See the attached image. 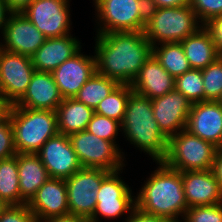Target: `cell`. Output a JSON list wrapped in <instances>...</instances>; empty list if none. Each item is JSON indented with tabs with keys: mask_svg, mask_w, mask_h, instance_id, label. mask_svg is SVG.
Segmentation results:
<instances>
[{
	"mask_svg": "<svg viewBox=\"0 0 222 222\" xmlns=\"http://www.w3.org/2000/svg\"><path fill=\"white\" fill-rule=\"evenodd\" d=\"M96 72L119 84L131 85L153 54L142 32H110L95 37Z\"/></svg>",
	"mask_w": 222,
	"mask_h": 222,
	"instance_id": "cell-1",
	"label": "cell"
},
{
	"mask_svg": "<svg viewBox=\"0 0 222 222\" xmlns=\"http://www.w3.org/2000/svg\"><path fill=\"white\" fill-rule=\"evenodd\" d=\"M156 163L159 166L135 196L136 207L144 213L165 217L170 222H181L180 217L183 219L188 209L181 172L163 161Z\"/></svg>",
	"mask_w": 222,
	"mask_h": 222,
	"instance_id": "cell-2",
	"label": "cell"
},
{
	"mask_svg": "<svg viewBox=\"0 0 222 222\" xmlns=\"http://www.w3.org/2000/svg\"><path fill=\"white\" fill-rule=\"evenodd\" d=\"M121 132L130 144L149 154L155 162L165 159L168 138L161 132L155 120L151 99L134 91L130 94Z\"/></svg>",
	"mask_w": 222,
	"mask_h": 222,
	"instance_id": "cell-3",
	"label": "cell"
},
{
	"mask_svg": "<svg viewBox=\"0 0 222 222\" xmlns=\"http://www.w3.org/2000/svg\"><path fill=\"white\" fill-rule=\"evenodd\" d=\"M9 111L17 154H36L48 139L58 133L56 111L14 105H10Z\"/></svg>",
	"mask_w": 222,
	"mask_h": 222,
	"instance_id": "cell-4",
	"label": "cell"
},
{
	"mask_svg": "<svg viewBox=\"0 0 222 222\" xmlns=\"http://www.w3.org/2000/svg\"><path fill=\"white\" fill-rule=\"evenodd\" d=\"M189 5L149 8L144 34L152 46L181 42L196 33L203 24Z\"/></svg>",
	"mask_w": 222,
	"mask_h": 222,
	"instance_id": "cell-5",
	"label": "cell"
},
{
	"mask_svg": "<svg viewBox=\"0 0 222 222\" xmlns=\"http://www.w3.org/2000/svg\"><path fill=\"white\" fill-rule=\"evenodd\" d=\"M97 26L95 35L110 32H142L148 14V0H93ZM97 16V17H96Z\"/></svg>",
	"mask_w": 222,
	"mask_h": 222,
	"instance_id": "cell-6",
	"label": "cell"
},
{
	"mask_svg": "<svg viewBox=\"0 0 222 222\" xmlns=\"http://www.w3.org/2000/svg\"><path fill=\"white\" fill-rule=\"evenodd\" d=\"M218 149L213 143L184 129L168 139L163 162L180 172L207 171L211 170Z\"/></svg>",
	"mask_w": 222,
	"mask_h": 222,
	"instance_id": "cell-7",
	"label": "cell"
},
{
	"mask_svg": "<svg viewBox=\"0 0 222 222\" xmlns=\"http://www.w3.org/2000/svg\"><path fill=\"white\" fill-rule=\"evenodd\" d=\"M69 139L83 168L123 171L125 154L115 143L86 130L69 135Z\"/></svg>",
	"mask_w": 222,
	"mask_h": 222,
	"instance_id": "cell-8",
	"label": "cell"
},
{
	"mask_svg": "<svg viewBox=\"0 0 222 222\" xmlns=\"http://www.w3.org/2000/svg\"><path fill=\"white\" fill-rule=\"evenodd\" d=\"M121 170L110 172L97 190V204L88 222H101L99 217L117 219L136 207L132 189L121 179ZM119 175V176H118Z\"/></svg>",
	"mask_w": 222,
	"mask_h": 222,
	"instance_id": "cell-9",
	"label": "cell"
},
{
	"mask_svg": "<svg viewBox=\"0 0 222 222\" xmlns=\"http://www.w3.org/2000/svg\"><path fill=\"white\" fill-rule=\"evenodd\" d=\"M110 171L81 168L65 180L69 213L89 219L96 208L97 190Z\"/></svg>",
	"mask_w": 222,
	"mask_h": 222,
	"instance_id": "cell-10",
	"label": "cell"
},
{
	"mask_svg": "<svg viewBox=\"0 0 222 222\" xmlns=\"http://www.w3.org/2000/svg\"><path fill=\"white\" fill-rule=\"evenodd\" d=\"M69 0H33L21 13L46 38L71 34Z\"/></svg>",
	"mask_w": 222,
	"mask_h": 222,
	"instance_id": "cell-11",
	"label": "cell"
},
{
	"mask_svg": "<svg viewBox=\"0 0 222 222\" xmlns=\"http://www.w3.org/2000/svg\"><path fill=\"white\" fill-rule=\"evenodd\" d=\"M34 72L31 57L0 48V94L10 105L26 93Z\"/></svg>",
	"mask_w": 222,
	"mask_h": 222,
	"instance_id": "cell-12",
	"label": "cell"
},
{
	"mask_svg": "<svg viewBox=\"0 0 222 222\" xmlns=\"http://www.w3.org/2000/svg\"><path fill=\"white\" fill-rule=\"evenodd\" d=\"M50 178L66 180L82 167L69 136L57 133L36 153Z\"/></svg>",
	"mask_w": 222,
	"mask_h": 222,
	"instance_id": "cell-13",
	"label": "cell"
},
{
	"mask_svg": "<svg viewBox=\"0 0 222 222\" xmlns=\"http://www.w3.org/2000/svg\"><path fill=\"white\" fill-rule=\"evenodd\" d=\"M0 48L31 57L45 42L46 37L21 12H11L1 35Z\"/></svg>",
	"mask_w": 222,
	"mask_h": 222,
	"instance_id": "cell-14",
	"label": "cell"
},
{
	"mask_svg": "<svg viewBox=\"0 0 222 222\" xmlns=\"http://www.w3.org/2000/svg\"><path fill=\"white\" fill-rule=\"evenodd\" d=\"M151 101L159 129L168 139L186 129L192 103L181 92L174 89Z\"/></svg>",
	"mask_w": 222,
	"mask_h": 222,
	"instance_id": "cell-15",
	"label": "cell"
},
{
	"mask_svg": "<svg viewBox=\"0 0 222 222\" xmlns=\"http://www.w3.org/2000/svg\"><path fill=\"white\" fill-rule=\"evenodd\" d=\"M96 72V58L81 53V49L53 72L54 80L63 99L74 98L80 88Z\"/></svg>",
	"mask_w": 222,
	"mask_h": 222,
	"instance_id": "cell-16",
	"label": "cell"
},
{
	"mask_svg": "<svg viewBox=\"0 0 222 222\" xmlns=\"http://www.w3.org/2000/svg\"><path fill=\"white\" fill-rule=\"evenodd\" d=\"M186 130L220 148L222 146V105L218 101L193 103Z\"/></svg>",
	"mask_w": 222,
	"mask_h": 222,
	"instance_id": "cell-17",
	"label": "cell"
},
{
	"mask_svg": "<svg viewBox=\"0 0 222 222\" xmlns=\"http://www.w3.org/2000/svg\"><path fill=\"white\" fill-rule=\"evenodd\" d=\"M38 222L69 213L66 183L50 178L27 203Z\"/></svg>",
	"mask_w": 222,
	"mask_h": 222,
	"instance_id": "cell-18",
	"label": "cell"
},
{
	"mask_svg": "<svg viewBox=\"0 0 222 222\" xmlns=\"http://www.w3.org/2000/svg\"><path fill=\"white\" fill-rule=\"evenodd\" d=\"M188 208L222 203V190L211 170L181 172Z\"/></svg>",
	"mask_w": 222,
	"mask_h": 222,
	"instance_id": "cell-19",
	"label": "cell"
},
{
	"mask_svg": "<svg viewBox=\"0 0 222 222\" xmlns=\"http://www.w3.org/2000/svg\"><path fill=\"white\" fill-rule=\"evenodd\" d=\"M62 100L53 74L35 70L26 93L14 106L56 111Z\"/></svg>",
	"mask_w": 222,
	"mask_h": 222,
	"instance_id": "cell-20",
	"label": "cell"
},
{
	"mask_svg": "<svg viewBox=\"0 0 222 222\" xmlns=\"http://www.w3.org/2000/svg\"><path fill=\"white\" fill-rule=\"evenodd\" d=\"M71 35L46 38L43 45L31 56L34 69L53 72L63 62L82 49L79 39L77 40L76 37Z\"/></svg>",
	"mask_w": 222,
	"mask_h": 222,
	"instance_id": "cell-21",
	"label": "cell"
},
{
	"mask_svg": "<svg viewBox=\"0 0 222 222\" xmlns=\"http://www.w3.org/2000/svg\"><path fill=\"white\" fill-rule=\"evenodd\" d=\"M174 83L175 78L161 66L152 54L140 68L131 87L134 92L152 100L174 90Z\"/></svg>",
	"mask_w": 222,
	"mask_h": 222,
	"instance_id": "cell-22",
	"label": "cell"
},
{
	"mask_svg": "<svg viewBox=\"0 0 222 222\" xmlns=\"http://www.w3.org/2000/svg\"><path fill=\"white\" fill-rule=\"evenodd\" d=\"M17 164L20 197L28 203L50 177L37 154H17Z\"/></svg>",
	"mask_w": 222,
	"mask_h": 222,
	"instance_id": "cell-23",
	"label": "cell"
},
{
	"mask_svg": "<svg viewBox=\"0 0 222 222\" xmlns=\"http://www.w3.org/2000/svg\"><path fill=\"white\" fill-rule=\"evenodd\" d=\"M181 44L192 69L203 70L220 57L210 32L204 26L183 39Z\"/></svg>",
	"mask_w": 222,
	"mask_h": 222,
	"instance_id": "cell-24",
	"label": "cell"
},
{
	"mask_svg": "<svg viewBox=\"0 0 222 222\" xmlns=\"http://www.w3.org/2000/svg\"><path fill=\"white\" fill-rule=\"evenodd\" d=\"M95 110L75 98L63 99L56 109L58 133L71 135L85 131Z\"/></svg>",
	"mask_w": 222,
	"mask_h": 222,
	"instance_id": "cell-25",
	"label": "cell"
},
{
	"mask_svg": "<svg viewBox=\"0 0 222 222\" xmlns=\"http://www.w3.org/2000/svg\"><path fill=\"white\" fill-rule=\"evenodd\" d=\"M0 200L5 206L27 204L20 197L17 154L0 160Z\"/></svg>",
	"mask_w": 222,
	"mask_h": 222,
	"instance_id": "cell-26",
	"label": "cell"
},
{
	"mask_svg": "<svg viewBox=\"0 0 222 222\" xmlns=\"http://www.w3.org/2000/svg\"><path fill=\"white\" fill-rule=\"evenodd\" d=\"M153 55L161 66L174 78L192 69L185 56L181 42L155 45L153 46Z\"/></svg>",
	"mask_w": 222,
	"mask_h": 222,
	"instance_id": "cell-27",
	"label": "cell"
},
{
	"mask_svg": "<svg viewBox=\"0 0 222 222\" xmlns=\"http://www.w3.org/2000/svg\"><path fill=\"white\" fill-rule=\"evenodd\" d=\"M118 85L119 83L115 80L95 72L74 98L95 110L101 100L107 97Z\"/></svg>",
	"mask_w": 222,
	"mask_h": 222,
	"instance_id": "cell-28",
	"label": "cell"
},
{
	"mask_svg": "<svg viewBox=\"0 0 222 222\" xmlns=\"http://www.w3.org/2000/svg\"><path fill=\"white\" fill-rule=\"evenodd\" d=\"M132 92L131 85L119 84L107 97L101 100L95 113L122 123L128 98Z\"/></svg>",
	"mask_w": 222,
	"mask_h": 222,
	"instance_id": "cell-29",
	"label": "cell"
},
{
	"mask_svg": "<svg viewBox=\"0 0 222 222\" xmlns=\"http://www.w3.org/2000/svg\"><path fill=\"white\" fill-rule=\"evenodd\" d=\"M174 89L181 92L192 104L205 101L202 71L191 69L175 78Z\"/></svg>",
	"mask_w": 222,
	"mask_h": 222,
	"instance_id": "cell-30",
	"label": "cell"
},
{
	"mask_svg": "<svg viewBox=\"0 0 222 222\" xmlns=\"http://www.w3.org/2000/svg\"><path fill=\"white\" fill-rule=\"evenodd\" d=\"M201 71L205 101H218L222 96V56Z\"/></svg>",
	"mask_w": 222,
	"mask_h": 222,
	"instance_id": "cell-31",
	"label": "cell"
},
{
	"mask_svg": "<svg viewBox=\"0 0 222 222\" xmlns=\"http://www.w3.org/2000/svg\"><path fill=\"white\" fill-rule=\"evenodd\" d=\"M119 130L121 131V123L115 119L94 113L92 119L89 121L86 131L94 134L95 136L116 143V137Z\"/></svg>",
	"mask_w": 222,
	"mask_h": 222,
	"instance_id": "cell-32",
	"label": "cell"
},
{
	"mask_svg": "<svg viewBox=\"0 0 222 222\" xmlns=\"http://www.w3.org/2000/svg\"><path fill=\"white\" fill-rule=\"evenodd\" d=\"M181 222H222V203L190 207Z\"/></svg>",
	"mask_w": 222,
	"mask_h": 222,
	"instance_id": "cell-33",
	"label": "cell"
},
{
	"mask_svg": "<svg viewBox=\"0 0 222 222\" xmlns=\"http://www.w3.org/2000/svg\"><path fill=\"white\" fill-rule=\"evenodd\" d=\"M189 6L203 25L214 17L222 16V0H190Z\"/></svg>",
	"mask_w": 222,
	"mask_h": 222,
	"instance_id": "cell-34",
	"label": "cell"
},
{
	"mask_svg": "<svg viewBox=\"0 0 222 222\" xmlns=\"http://www.w3.org/2000/svg\"><path fill=\"white\" fill-rule=\"evenodd\" d=\"M16 154L9 111L0 119V160L11 158Z\"/></svg>",
	"mask_w": 222,
	"mask_h": 222,
	"instance_id": "cell-35",
	"label": "cell"
},
{
	"mask_svg": "<svg viewBox=\"0 0 222 222\" xmlns=\"http://www.w3.org/2000/svg\"><path fill=\"white\" fill-rule=\"evenodd\" d=\"M0 222H38L27 204L8 205L0 212Z\"/></svg>",
	"mask_w": 222,
	"mask_h": 222,
	"instance_id": "cell-36",
	"label": "cell"
},
{
	"mask_svg": "<svg viewBox=\"0 0 222 222\" xmlns=\"http://www.w3.org/2000/svg\"><path fill=\"white\" fill-rule=\"evenodd\" d=\"M204 27L210 32L220 56H222V16L210 19Z\"/></svg>",
	"mask_w": 222,
	"mask_h": 222,
	"instance_id": "cell-37",
	"label": "cell"
},
{
	"mask_svg": "<svg viewBox=\"0 0 222 222\" xmlns=\"http://www.w3.org/2000/svg\"><path fill=\"white\" fill-rule=\"evenodd\" d=\"M127 218L124 222H170L165 217H160L156 215H151L142 212L137 207H135L132 212L128 213Z\"/></svg>",
	"mask_w": 222,
	"mask_h": 222,
	"instance_id": "cell-38",
	"label": "cell"
},
{
	"mask_svg": "<svg viewBox=\"0 0 222 222\" xmlns=\"http://www.w3.org/2000/svg\"><path fill=\"white\" fill-rule=\"evenodd\" d=\"M149 8H167L189 5L190 0H148Z\"/></svg>",
	"mask_w": 222,
	"mask_h": 222,
	"instance_id": "cell-39",
	"label": "cell"
},
{
	"mask_svg": "<svg viewBox=\"0 0 222 222\" xmlns=\"http://www.w3.org/2000/svg\"><path fill=\"white\" fill-rule=\"evenodd\" d=\"M211 171L213 172L216 180L219 182L222 190V151L218 149Z\"/></svg>",
	"mask_w": 222,
	"mask_h": 222,
	"instance_id": "cell-40",
	"label": "cell"
},
{
	"mask_svg": "<svg viewBox=\"0 0 222 222\" xmlns=\"http://www.w3.org/2000/svg\"><path fill=\"white\" fill-rule=\"evenodd\" d=\"M40 222H88V220L85 219L84 217H80V216L68 213L65 215L52 217V218H49Z\"/></svg>",
	"mask_w": 222,
	"mask_h": 222,
	"instance_id": "cell-41",
	"label": "cell"
},
{
	"mask_svg": "<svg viewBox=\"0 0 222 222\" xmlns=\"http://www.w3.org/2000/svg\"><path fill=\"white\" fill-rule=\"evenodd\" d=\"M11 12H22L33 0H4Z\"/></svg>",
	"mask_w": 222,
	"mask_h": 222,
	"instance_id": "cell-42",
	"label": "cell"
},
{
	"mask_svg": "<svg viewBox=\"0 0 222 222\" xmlns=\"http://www.w3.org/2000/svg\"><path fill=\"white\" fill-rule=\"evenodd\" d=\"M11 11L8 9L7 4L4 0H0V31L3 34L4 27L7 23L8 16Z\"/></svg>",
	"mask_w": 222,
	"mask_h": 222,
	"instance_id": "cell-43",
	"label": "cell"
},
{
	"mask_svg": "<svg viewBox=\"0 0 222 222\" xmlns=\"http://www.w3.org/2000/svg\"><path fill=\"white\" fill-rule=\"evenodd\" d=\"M10 104L0 94V119L9 112Z\"/></svg>",
	"mask_w": 222,
	"mask_h": 222,
	"instance_id": "cell-44",
	"label": "cell"
},
{
	"mask_svg": "<svg viewBox=\"0 0 222 222\" xmlns=\"http://www.w3.org/2000/svg\"><path fill=\"white\" fill-rule=\"evenodd\" d=\"M5 207L4 203L0 200V212Z\"/></svg>",
	"mask_w": 222,
	"mask_h": 222,
	"instance_id": "cell-45",
	"label": "cell"
},
{
	"mask_svg": "<svg viewBox=\"0 0 222 222\" xmlns=\"http://www.w3.org/2000/svg\"><path fill=\"white\" fill-rule=\"evenodd\" d=\"M218 102L222 105V96H221V98L218 100Z\"/></svg>",
	"mask_w": 222,
	"mask_h": 222,
	"instance_id": "cell-46",
	"label": "cell"
}]
</instances>
